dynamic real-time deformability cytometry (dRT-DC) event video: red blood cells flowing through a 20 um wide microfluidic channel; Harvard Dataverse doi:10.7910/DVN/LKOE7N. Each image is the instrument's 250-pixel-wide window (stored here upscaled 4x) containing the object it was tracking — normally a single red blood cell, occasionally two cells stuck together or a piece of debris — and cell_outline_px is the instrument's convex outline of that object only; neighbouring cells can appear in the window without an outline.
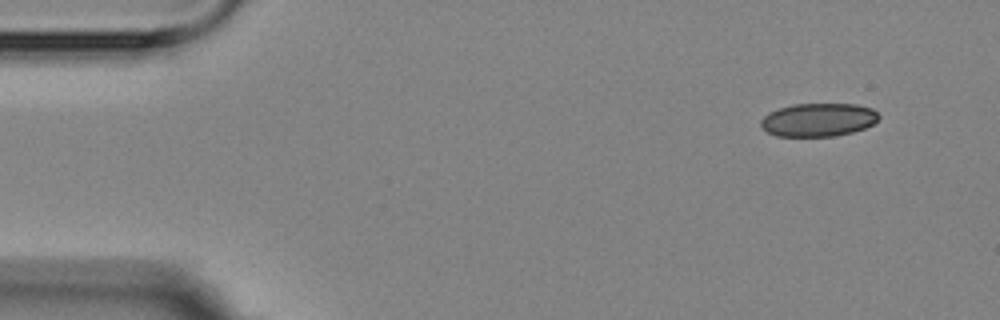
{"species": "Egyptian fruit bat (a non-hibernating species)", "species_latin": "Rousettus aegyptiacus", "temperature_condition": "room temperature", "stored_images_in_passage": 6, "camera_frame_rate_fps": 3000, "um_per_image_px": 0.085, "animal": {"sex": "female"}, "frame": {"image": 1, "passage_image": 6, "time_ms": 6.333, "image_size_px": [1000, 320], "cell_outline_px": [[880, 116], [872, 124], [864, 128], [852, 132], [836, 136], [776, 136], [760, 128], [760, 120], [768, 112], [792, 104], [856, 104], [872, 108]], "centroid_in_image_um": [69.52, 10.18], "position_along_channel_um": 15.5, "area_um2": 22.95}}